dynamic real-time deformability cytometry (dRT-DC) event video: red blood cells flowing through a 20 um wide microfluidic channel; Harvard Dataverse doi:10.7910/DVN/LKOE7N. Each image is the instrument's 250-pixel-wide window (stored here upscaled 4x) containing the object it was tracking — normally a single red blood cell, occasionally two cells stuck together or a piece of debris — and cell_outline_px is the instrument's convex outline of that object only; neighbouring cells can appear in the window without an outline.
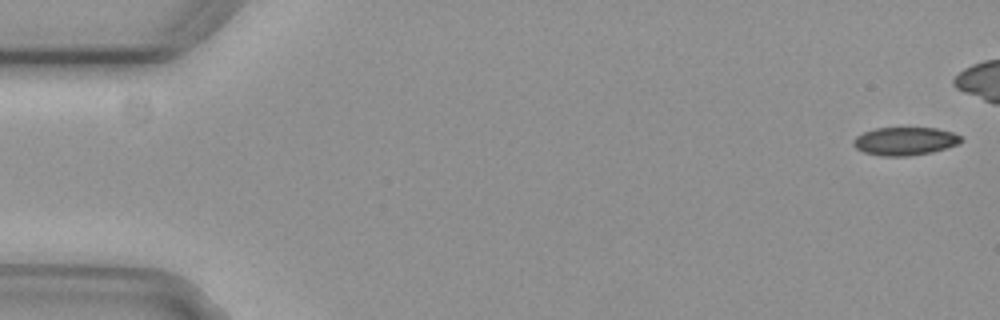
{"species": "common noctule bat (a hibernating species)", "species_latin": "Nyctalus noctula", "temperature_condition": "cold", "stored_images_in_passage": 6, "camera_frame_rate_fps": 3000, "um_per_image_px": 0.085, "animal": {"sex": "female", "body_mass_g": 29.2, "forearm_length_mm": 56.3}, "frame": {"image": 1, "passage_image": 1, "time_ms": 0.0, "image_size_px": [1000, 320], "cell_outline_px": [[964, 140], [948, 148], [932, 152], [908, 156], [880, 156], [864, 152], [856, 148], [852, 144], [852, 140], [856, 136], [864, 132], [876, 128], [936, 128], [952, 132], [960, 136]], "centroid_in_image_um": [76.91, 12.0], "position_along_channel_um": 8.1, "area_um2": 17.69}}